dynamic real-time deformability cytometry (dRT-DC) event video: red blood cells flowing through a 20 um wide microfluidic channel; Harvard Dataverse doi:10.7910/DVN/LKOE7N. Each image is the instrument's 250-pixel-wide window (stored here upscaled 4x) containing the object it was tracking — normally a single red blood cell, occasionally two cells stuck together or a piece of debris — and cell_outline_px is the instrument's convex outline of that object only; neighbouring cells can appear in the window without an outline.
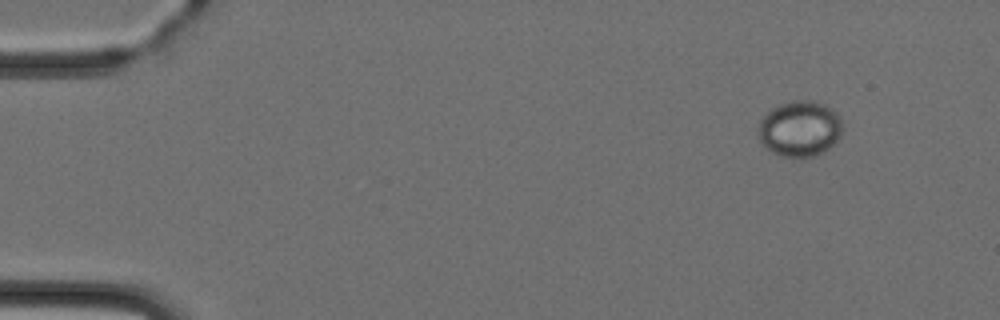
{"species": "Egyptian fruit bat (a non-hibernating species)", "species_latin": "Rousettus aegyptiacus", "temperature_condition": "cold", "stored_images_in_passage": 3, "camera_frame_rate_fps": 3000, "um_per_image_px": 0.085, "animal": {"sex": "female"}, "frame": {"image": 1, "passage_image": 3, "time_ms": 4.333, "image_size_px": [1000, 320], "cell_outline_px": [[840, 136], [828, 148], [812, 156], [780, 156], [772, 152], [760, 144], [760, 120], [772, 108], [780, 104], [792, 100], [816, 100], [832, 108], [840, 116]], "centroid_in_image_um": [67.97, 10.91], "position_along_channel_um": 17.0, "area_um2": 26.99}}